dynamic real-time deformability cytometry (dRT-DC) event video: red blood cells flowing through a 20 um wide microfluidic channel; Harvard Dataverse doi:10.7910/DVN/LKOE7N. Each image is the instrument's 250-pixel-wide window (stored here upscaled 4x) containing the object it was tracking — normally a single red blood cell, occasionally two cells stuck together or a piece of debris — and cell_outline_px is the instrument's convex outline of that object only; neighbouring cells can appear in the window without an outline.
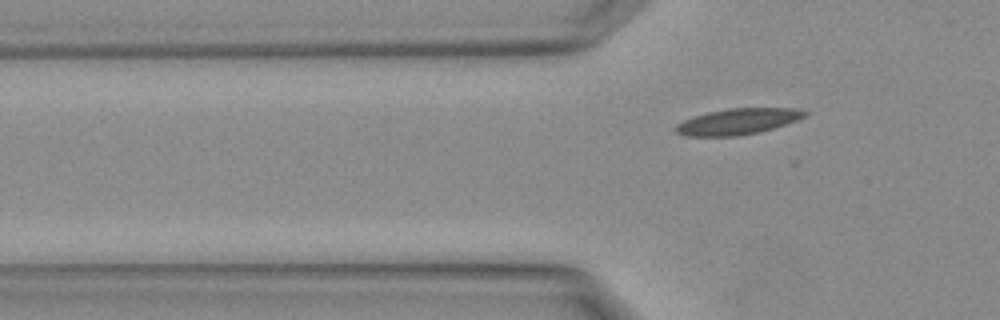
{"species": "Egyptian fruit bat (a non-hibernating species)", "species_latin": "Rousettus aegyptiacus", "temperature_condition": "warm", "stored_images_in_passage": 2, "camera_frame_rate_fps": 3000, "um_per_image_px": 0.085, "animal": {"sex": "female"}, "frame": {"image": 1, "passage_image": 2, "time_ms": 0.333, "image_size_px": [1000, 320], "cell_outline_px": [[808, 112], [804, 116], [796, 120], [760, 132], [736, 136], [684, 136], [676, 132], [676, 124], [684, 120], [708, 112], [728, 108], [796, 108]], "centroid_in_image_um": [62.69, 10.33], "position_along_channel_um": 63.1, "area_um2": 19.31}}